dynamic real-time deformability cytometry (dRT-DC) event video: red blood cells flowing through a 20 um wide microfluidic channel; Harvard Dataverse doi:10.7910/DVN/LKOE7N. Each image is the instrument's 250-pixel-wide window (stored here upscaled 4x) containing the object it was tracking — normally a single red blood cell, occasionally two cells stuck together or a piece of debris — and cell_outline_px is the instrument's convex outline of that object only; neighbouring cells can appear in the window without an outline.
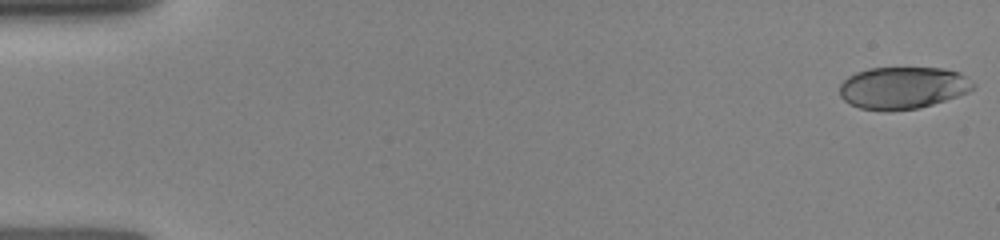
{"species": "human", "species_latin": "Homo sapiens", "temperature_condition": "room temperature", "stored_images_in_passage": 31, "camera_frame_rate_fps": 3000, "um_per_image_px": 0.085, "donor": {"sex": "female"}, "frame": {"image": 1, "passage_image": 1, "time_ms": 0.0, "image_size_px": [1000, 240], "cell_outline_px": [[976, 84], [968, 92], [932, 104], [916, 108], [860, 108], [844, 100], [840, 96], [840, 84], [848, 76], [856, 72], [868, 68], [944, 68], [960, 72]], "centroid_in_image_um": [76.75, 7.41], "position_along_channel_um": 8.2, "area_um2": 31.96}}
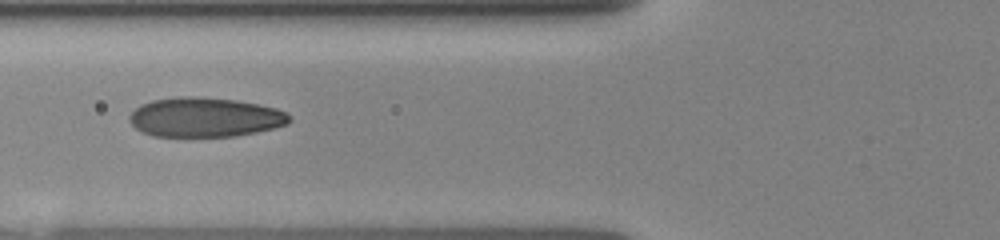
{"frame": {"image": 2, "passage_image": 25, "time_ms": 6.0, "image_size_px": [1000, 240], "cell_outline_px": [[292, 120], [288, 124], [256, 132], [236, 136], [152, 136], [136, 128], [128, 120], [128, 116], [140, 104], [152, 100], [180, 96], [192, 96], [236, 100], [276, 108], [292, 116]], "centroid_in_image_um": [17.41, 9.96], "position_along_channel_um": 108.4, "area_um2": 36.76}}
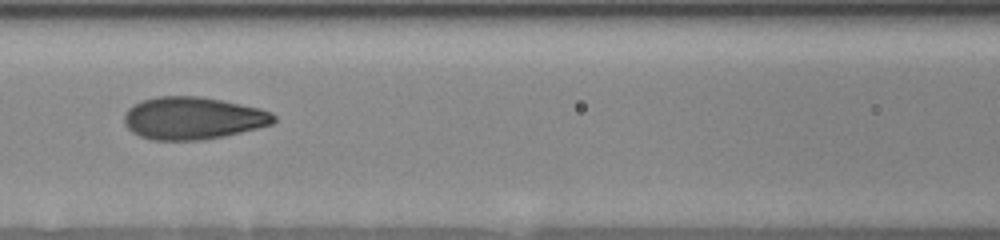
{"frame": {"image": 3, "passage_image": 30, "time_ms": 7.0, "image_size_px": [1000, 240], "cell_outline_px": [[276, 120], [272, 124], [224, 136], [200, 140], [152, 140], [140, 136], [132, 132], [124, 124], [124, 116], [128, 108], [140, 100], [156, 96], [200, 96], [260, 108], [272, 112], [276, 116]], "centroid_in_image_um": [16.37, 10.04], "position_along_channel_um": 150.2, "area_um2": 37.05}}